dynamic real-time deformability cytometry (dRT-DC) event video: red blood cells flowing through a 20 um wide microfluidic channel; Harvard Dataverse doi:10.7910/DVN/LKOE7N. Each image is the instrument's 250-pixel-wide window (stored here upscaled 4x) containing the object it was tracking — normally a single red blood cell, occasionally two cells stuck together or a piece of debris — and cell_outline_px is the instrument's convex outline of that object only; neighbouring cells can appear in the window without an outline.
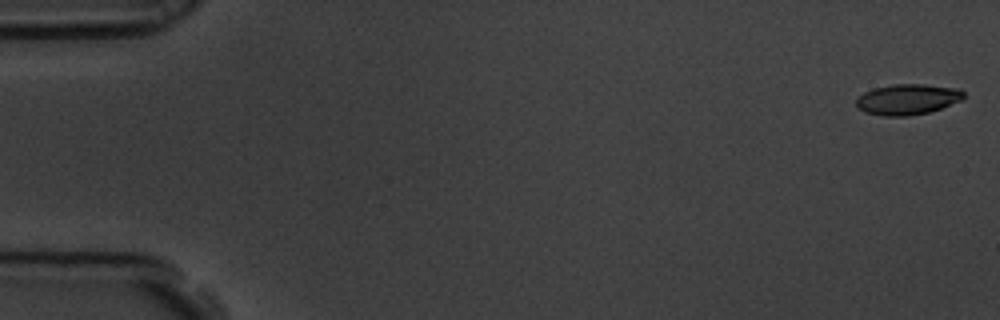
{"species": "common noctule bat (a hibernating species)", "species_latin": "Nyctalus noctula", "temperature_condition": "room temperature", "stored_images_in_passage": 6, "camera_frame_rate_fps": 3000, "um_per_image_px": 0.085, "animal": {"sex": "male", "body_mass_g": 19.5, "forearm_length_mm": 54.6}, "frame": {"image": 1, "passage_image": 1, "time_ms": 0.0, "image_size_px": [1000, 320], "cell_outline_px": [[964, 96], [960, 100], [940, 108], [928, 112], [908, 116], [884, 116], [864, 112], [856, 108], [856, 96], [864, 92], [876, 88], [892, 84], [924, 84], [960, 88], [964, 92]], "centroid_in_image_um": [77.1, 8.44], "position_along_channel_um": 7.9, "area_um2": 19.25}}
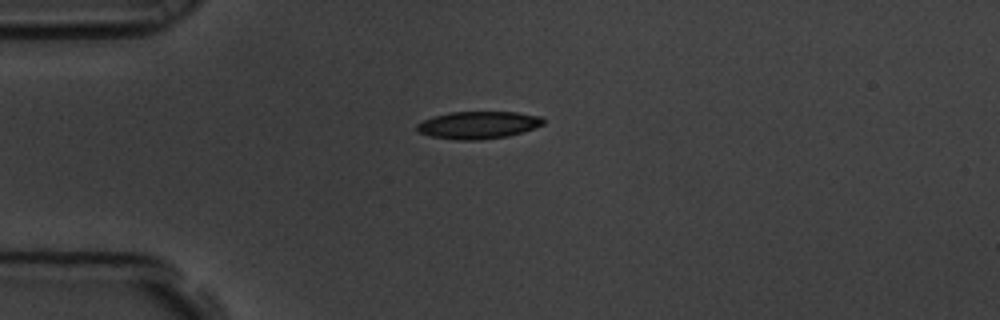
{"frame": {"image": 2, "passage_image": 4, "time_ms": 1.0, "image_size_px": [1000, 320], "cell_outline_px": [[544, 124], [508, 136], [480, 140], [456, 140], [432, 136], [420, 132], [416, 128], [416, 124], [432, 116], [448, 112], [516, 112], [540, 116], [544, 120]], "centroid_in_image_um": [40.62, 10.62], "position_along_channel_um": 44.4, "area_um2": 20.06}}
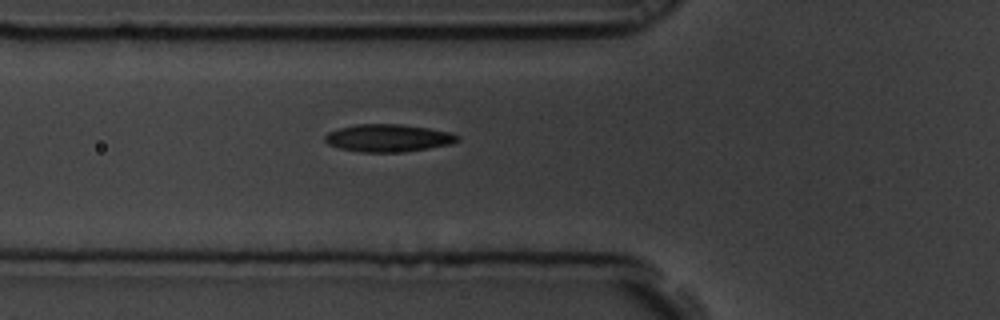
{"frame": {"image": 3, "passage_image": 6, "time_ms": 1.667, "image_size_px": [1000, 320], "cell_outline_px": [[460, 140], [452, 144], [404, 152], [360, 152], [340, 148], [328, 144], [324, 140], [324, 136], [328, 132], [340, 128], [356, 124], [400, 124], [428, 128], [452, 132], [460, 136]], "centroid_in_image_um": [33.02, 11.73], "position_along_channel_um": 92.8, "area_um2": 21.39}}